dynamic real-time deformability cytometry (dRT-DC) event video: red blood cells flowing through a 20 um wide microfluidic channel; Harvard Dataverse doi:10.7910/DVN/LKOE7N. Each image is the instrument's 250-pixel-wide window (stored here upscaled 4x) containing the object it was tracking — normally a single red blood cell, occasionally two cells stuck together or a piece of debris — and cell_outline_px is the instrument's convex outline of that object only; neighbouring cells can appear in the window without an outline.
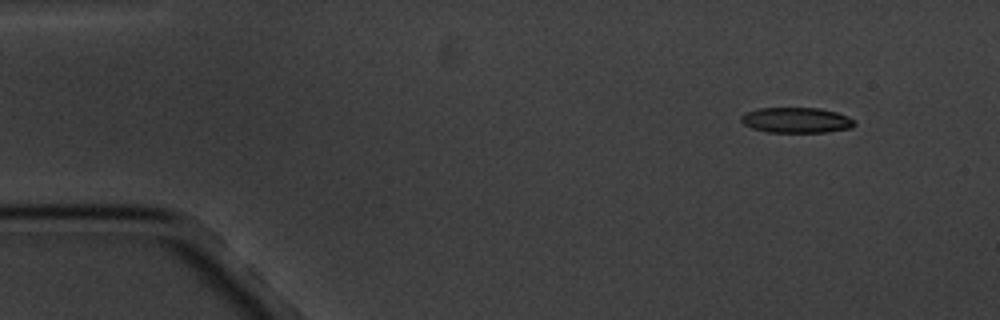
{"species": "common noctule bat (a hibernating species)", "species_latin": "Nyctalus noctula", "temperature_condition": "cold", "stored_images_in_passage": 4, "camera_frame_rate_fps": 3000, "um_per_image_px": 0.085, "animal": {"sex": "male", "body_mass_g": 20.1, "forearm_length_mm": 53.5}, "frame": {"image": 1, "passage_image": 1, "time_ms": 0.0, "image_size_px": [1000, 320], "cell_outline_px": [[856, 124], [852, 128], [828, 132], [768, 132], [752, 128], [744, 124], [740, 120], [740, 116], [748, 112], [760, 108], [820, 108], [836, 112], [848, 116], [856, 120]], "centroid_in_image_um": [67.74, 10.22], "position_along_channel_um": 17.3, "area_um2": 16.88}}
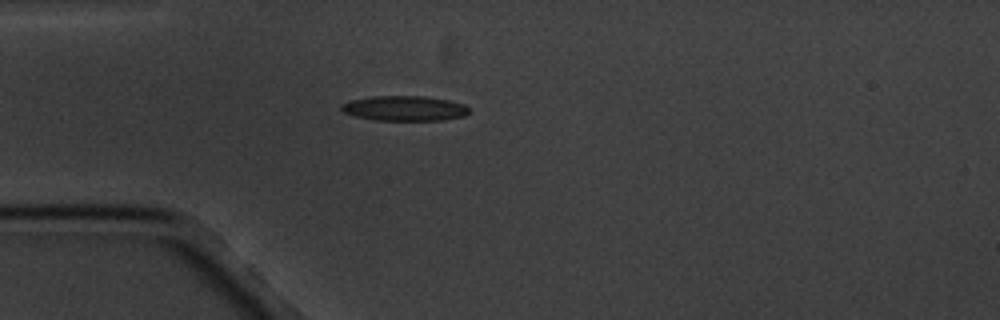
{"frame": {"image": 2, "passage_image": 4, "time_ms": 3.333, "image_size_px": [1000, 320], "cell_outline_px": [[468, 112], [464, 116], [444, 120], [372, 120], [356, 116], [344, 112], [340, 108], [340, 104], [352, 100], [372, 96], [424, 96], [448, 100], [464, 104], [468, 108]], "centroid_in_image_um": [34.37, 9.21], "position_along_channel_um": 50.6, "area_um2": 18.55}}